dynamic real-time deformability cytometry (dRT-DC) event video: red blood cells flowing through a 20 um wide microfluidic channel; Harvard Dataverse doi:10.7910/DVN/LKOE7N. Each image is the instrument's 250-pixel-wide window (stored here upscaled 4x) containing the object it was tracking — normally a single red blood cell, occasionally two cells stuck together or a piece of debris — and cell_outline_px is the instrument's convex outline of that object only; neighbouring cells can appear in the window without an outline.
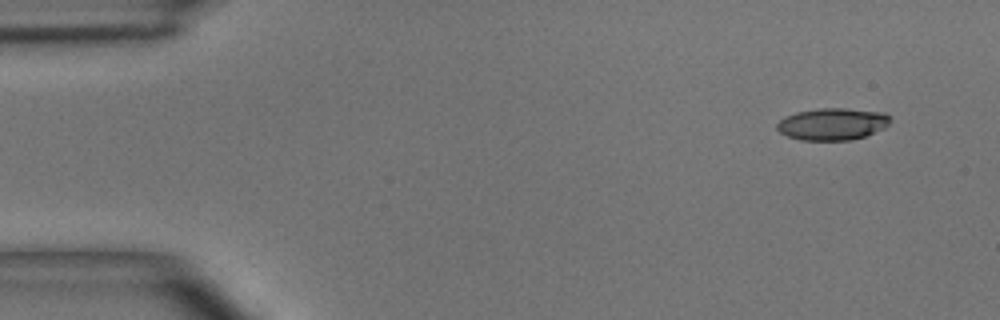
{"species": "common noctule bat (a hibernating species)", "species_latin": "Nyctalus noctula", "temperature_condition": "room temperature", "stored_images_in_passage": 4, "camera_frame_rate_fps": 3000, "um_per_image_px": 0.085, "animal": {"sex": "male", "body_mass_g": 15.6}, "frame": {"image": 1, "passage_image": 1, "time_ms": 0.0, "image_size_px": [1000, 320], "cell_outline_px": [[892, 116], [888, 124], [884, 128], [864, 136], [852, 140], [800, 140], [788, 136], [780, 132], [776, 128], [776, 124], [784, 116], [796, 112], [816, 108], [844, 108], [884, 112]], "centroid_in_image_um": [70.75, 10.53], "position_along_channel_um": 14.3, "area_um2": 21.27}}
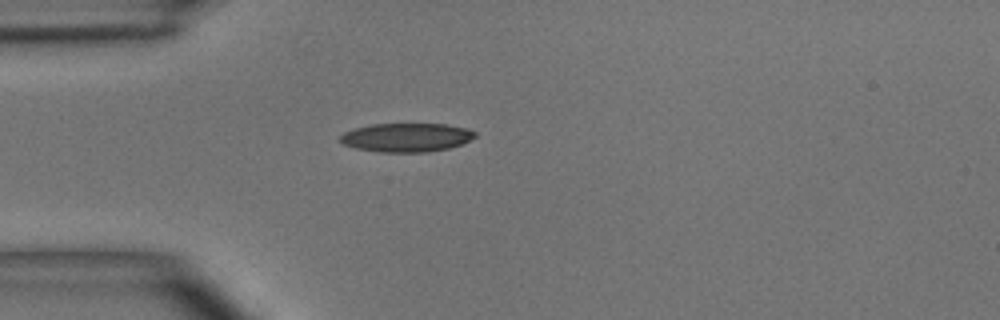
{"frame": {"image": 2, "passage_image": 4, "time_ms": 3.333, "image_size_px": [1000, 320], "cell_outline_px": [[476, 136], [460, 144], [448, 148], [428, 152], [376, 152], [356, 148], [344, 144], [340, 140], [340, 136], [344, 132], [352, 128], [372, 124], [448, 124], [468, 128], [476, 132]], "centroid_in_image_um": [34.53, 11.68], "position_along_channel_um": 50.5, "area_um2": 22.66}}